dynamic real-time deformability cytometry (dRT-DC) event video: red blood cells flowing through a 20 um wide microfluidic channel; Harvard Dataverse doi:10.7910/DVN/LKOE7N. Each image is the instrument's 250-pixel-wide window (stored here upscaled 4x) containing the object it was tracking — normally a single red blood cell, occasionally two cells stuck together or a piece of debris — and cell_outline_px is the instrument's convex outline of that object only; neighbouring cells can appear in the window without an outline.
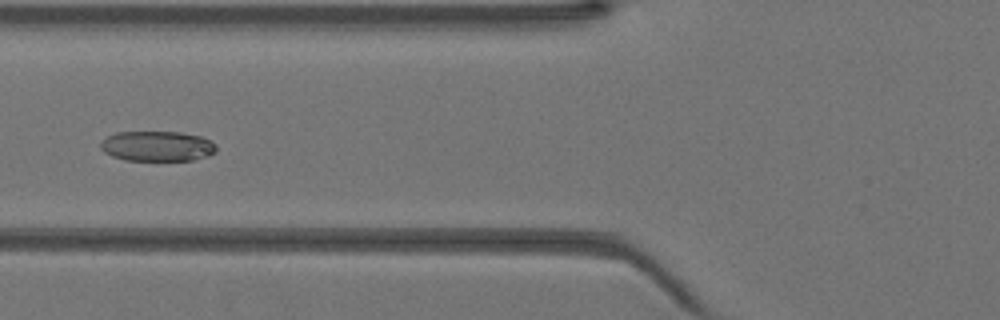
{"species": "Egyptian fruit bat (a non-hibernating species)", "species_latin": "Rousettus aegyptiacus", "temperature_condition": "warm", "stored_images_in_passage": 41, "camera_frame_rate_fps": 3000, "um_per_image_px": 0.085, "animal": {"sex": "female"}, "frame": {"image": 1, "passage_image": 15, "time_ms": 4.667, "image_size_px": [1000, 320], "cell_outline_px": [[216, 152], [208, 156], [192, 160], [124, 160], [112, 156], [104, 152], [100, 148], [100, 140], [116, 132], [180, 132], [200, 136], [216, 144]], "centroid_in_image_um": [13.34, 12.42], "position_along_channel_um": 112.5, "area_um2": 20.4}}
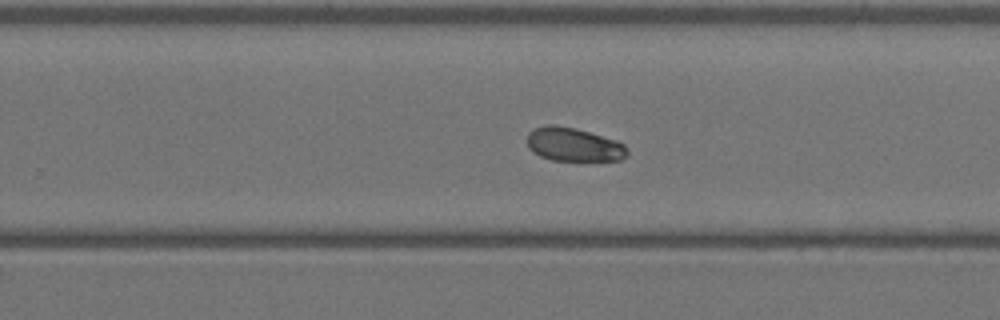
{"frame": {"image": 2, "passage_image": 26, "time_ms": 8.333, "image_size_px": [1000, 320], "cell_outline_px": [[628, 156], [620, 160], [584, 164], [552, 160], [540, 156], [532, 152], [528, 148], [528, 132], [532, 128], [544, 124], [552, 124], [576, 128], [616, 140], [624, 144], [628, 152]], "centroid_in_image_um": [48.78, 12.34], "position_along_channel_um": 281.0, "area_um2": 20.75}}
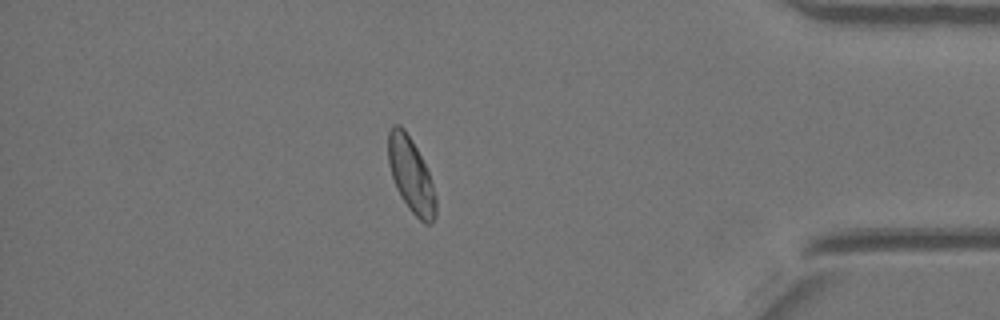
{"frame": {"image": 3, "passage_image": 36, "time_ms": 11.667, "image_size_px": [1000, 320], "cell_outline_px": [[436, 216], [432, 224], [424, 224], [408, 208], [396, 188], [388, 164], [388, 132], [392, 124], [400, 124], [404, 128], [412, 140], [428, 172], [436, 196]], "centroid_in_image_um": [34.93, 14.89], "position_along_channel_um": 400.3, "area_um2": 20.69}}